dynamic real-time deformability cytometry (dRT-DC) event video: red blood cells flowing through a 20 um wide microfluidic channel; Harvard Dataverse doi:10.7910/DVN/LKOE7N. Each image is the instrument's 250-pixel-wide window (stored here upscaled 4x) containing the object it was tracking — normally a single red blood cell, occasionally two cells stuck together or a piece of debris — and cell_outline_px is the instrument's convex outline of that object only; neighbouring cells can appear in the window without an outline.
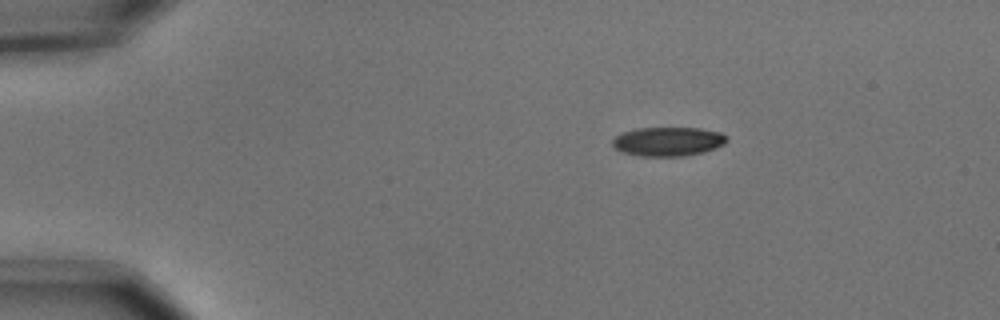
{"species": "common noctule bat (a hibernating species)", "species_latin": "Nyctalus noctula", "temperature_condition": "cold", "stored_images_in_passage": 4, "segment_of_instrument_passage": [1, 2], "camera_frame_rate_fps": 3000, "um_per_image_px": 0.085, "animal": {"sex": "male", "body_mass_g": 15.6}, "frame": {"image": 1, "passage_image": 1, "time_ms": 0.0, "image_size_px": [1000, 320], "cell_outline_px": [[728, 140], [724, 144], [716, 148], [704, 152], [684, 156], [640, 156], [624, 152], [616, 148], [612, 144], [612, 140], [616, 136], [624, 132], [636, 128], [700, 128], [720, 132], [728, 136]], "centroid_in_image_um": [56.83, 12.02], "position_along_channel_um": 28.2, "area_um2": 19.36}}